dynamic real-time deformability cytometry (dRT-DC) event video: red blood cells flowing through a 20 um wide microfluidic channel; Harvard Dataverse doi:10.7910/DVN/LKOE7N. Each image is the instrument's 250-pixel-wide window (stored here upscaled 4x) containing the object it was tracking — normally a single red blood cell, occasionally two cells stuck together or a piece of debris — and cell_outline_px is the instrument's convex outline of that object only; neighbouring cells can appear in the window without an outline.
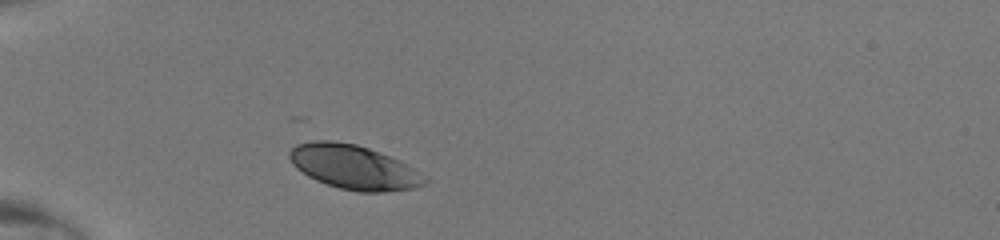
{"species": "human", "species_latin": "Homo sapiens", "temperature_condition": "room temperature", "stored_images_in_passage": 28, "camera_frame_rate_fps": 3000, "um_per_image_px": 0.085, "donor": {"sex": "male"}, "frame": {"image": 1, "passage_image": 1, "time_ms": 0.0, "image_size_px": [1000, 240], "cell_outline_px": [[432, 180], [424, 184], [412, 188], [384, 192], [360, 192], [340, 188], [316, 180], [308, 176], [296, 168], [292, 164], [288, 156], [288, 152], [296, 144], [312, 140], [332, 140], [356, 144], [368, 148], [400, 160], [428, 176]], "centroid_in_image_um": [30.09, 14.2], "position_along_channel_um": 54.9, "area_um2": 35.14}}
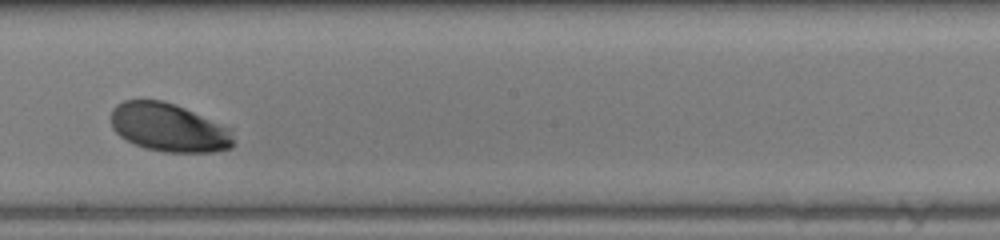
{"frame": {"image": 2, "passage_image": 15, "time_ms": 4.667, "image_size_px": [1000, 240], "cell_outline_px": [[232, 148], [212, 152], [164, 152], [144, 148], [120, 136], [112, 128], [112, 108], [116, 104], [124, 100], [160, 100], [176, 104], [232, 128]], "centroid_in_image_um": [14.36, 10.84], "position_along_channel_um": 233.8, "area_um2": 34.62}}
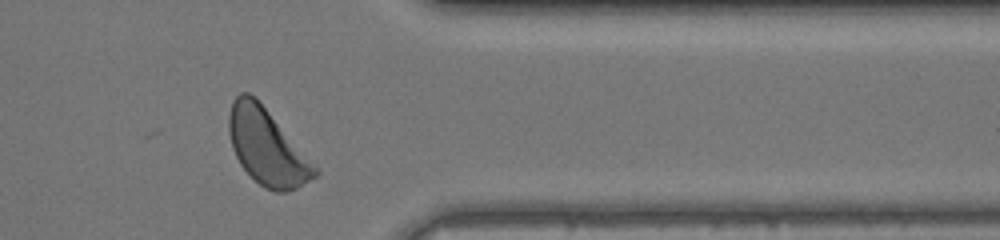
{"frame": {"image": 3, "passage_image": 26, "time_ms": 8.333, "image_size_px": [1000, 240], "cell_outline_px": [[320, 172], [316, 176], [296, 188], [284, 192], [276, 192], [264, 188], [240, 164], [232, 148], [228, 128], [228, 116], [232, 100], [240, 92], [248, 92], [256, 96]], "centroid_in_image_um": [22.65, 12.46], "position_along_channel_um": 388.8, "area_um2": 37.51}}